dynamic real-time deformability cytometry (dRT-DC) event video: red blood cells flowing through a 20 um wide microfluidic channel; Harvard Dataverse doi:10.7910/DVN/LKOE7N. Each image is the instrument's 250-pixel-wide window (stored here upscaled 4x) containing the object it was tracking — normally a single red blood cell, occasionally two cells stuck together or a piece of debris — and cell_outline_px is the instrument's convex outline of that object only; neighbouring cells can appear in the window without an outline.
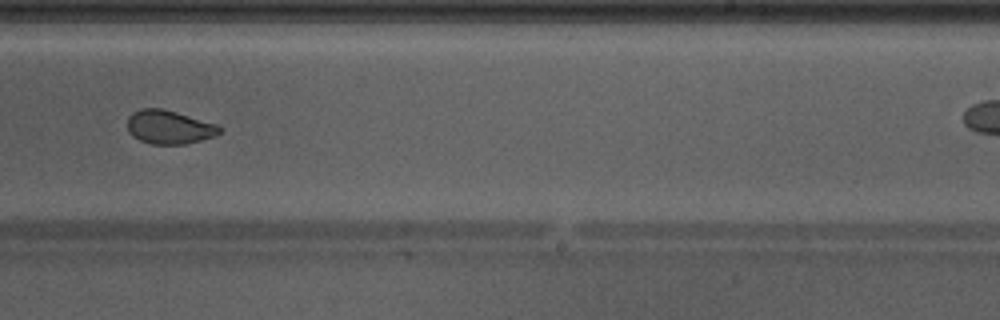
{"species": "Egyptian fruit bat (a non-hibernating species)", "species_latin": "Rousettus aegyptiacus", "temperature_condition": "warm", "stored_images_in_passage": 41, "camera_frame_rate_fps": 3000, "um_per_image_px": 0.085, "animal": {"sex": "male"}, "frame": {"image": 1, "passage_image": 30, "time_ms": 9.667, "image_size_px": [1000, 320], "cell_outline_px": [[220, 132], [212, 136], [200, 140], [184, 144], [152, 144], [140, 140], [132, 136], [128, 132], [128, 116], [132, 112], [140, 108], [164, 108], [216, 124], [220, 128]], "centroid_in_image_um": [14.32, 10.79], "position_along_channel_um": 274.7, "area_um2": 17.98}}